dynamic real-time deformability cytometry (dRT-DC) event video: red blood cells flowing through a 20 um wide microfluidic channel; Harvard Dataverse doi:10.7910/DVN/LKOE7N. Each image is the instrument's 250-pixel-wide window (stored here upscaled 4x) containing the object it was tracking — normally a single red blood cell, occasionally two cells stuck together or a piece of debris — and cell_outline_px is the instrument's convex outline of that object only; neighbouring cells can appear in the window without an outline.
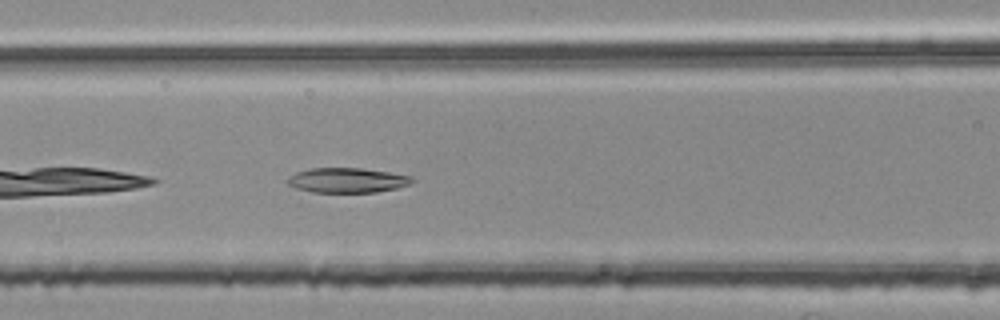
{"species": "common noctule bat (a hibernating species)", "species_latin": "Nyctalus noctula", "temperature_condition": "room temperature", "stored_images_in_passage": 30, "camera_frame_rate_fps": 3000, "um_per_image_px": 0.085, "animal": {"sex": "female", "body_mass_g": 25.1}, "frame": {"image": 1, "passage_image": 7, "time_ms": 2.0, "image_size_px": [1000, 320], "cell_outline_px": [[416, 180], [408, 184], [396, 188], [376, 192], [312, 192], [296, 188], [288, 184], [288, 180], [296, 172], [308, 168], [360, 168], [388, 172], [412, 176]], "centroid_in_image_um": [29.53, 15.32], "position_along_channel_um": 137.1, "area_um2": 17.86}}
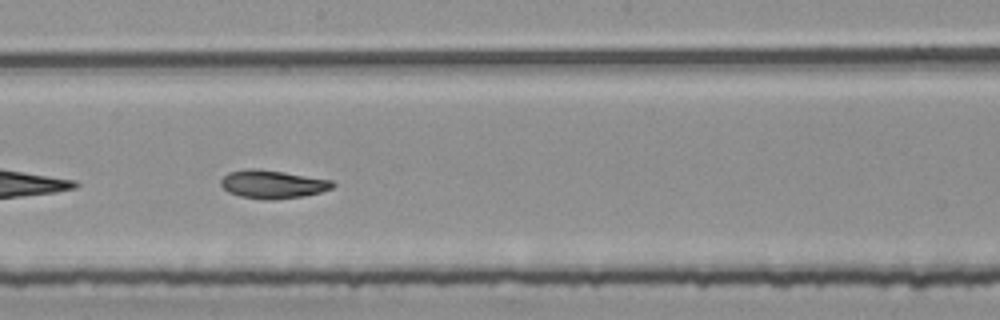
{"frame": {"image": 2, "passage_image": 14, "time_ms": 4.333, "image_size_px": [1000, 320], "cell_outline_px": [[336, 184], [332, 188], [320, 192], [304, 196], [272, 200], [260, 200], [240, 196], [228, 192], [220, 184], [220, 180], [228, 172], [248, 168], [256, 168], [284, 172], [332, 180]], "centroid_in_image_um": [23.15, 15.66], "position_along_channel_um": 225.0, "area_um2": 18.55}}
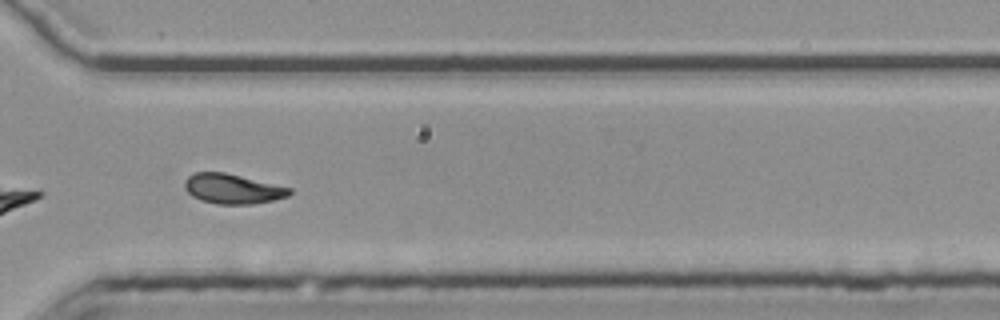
{"frame": {"image": 3, "passage_image": 24, "time_ms": 7.667, "image_size_px": [1000, 320], "cell_outline_px": [[292, 192], [288, 196], [272, 200], [252, 204], [216, 204], [200, 200], [192, 196], [184, 188], [184, 180], [188, 176], [196, 172], [224, 172], [292, 188]], "centroid_in_image_um": [19.74, 16.05], "position_along_channel_um": 350.9, "area_um2": 18.21}, "authors_computed_cell_mechanics": {"area_um2": 18.3804, "velocity_mm_per_s": 3.7825, "shape_relaxation_time_tau1_ms": 9.2278, "shape_relaxation_time_tau2_ms": 6.4195, "deformation_change_tau1": 0.1843, "deformation_change_tau2": 0.1084}}